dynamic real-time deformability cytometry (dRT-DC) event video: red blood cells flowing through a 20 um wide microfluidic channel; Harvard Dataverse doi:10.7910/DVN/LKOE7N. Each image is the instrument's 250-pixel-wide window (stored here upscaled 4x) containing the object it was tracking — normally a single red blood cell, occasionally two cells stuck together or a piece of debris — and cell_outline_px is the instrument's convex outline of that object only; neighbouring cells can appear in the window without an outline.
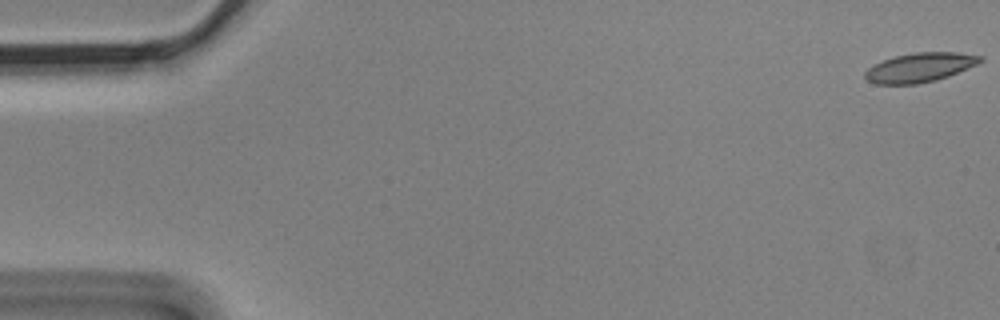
{"species": "Egyptian fruit bat (a non-hibernating species)", "species_latin": "Rousettus aegyptiacus", "temperature_condition": "cold", "stored_images_in_passage": 8, "camera_frame_rate_fps": 3000, "um_per_image_px": 0.085, "animal": {"sex": "male"}, "frame": {"image": 1, "passage_image": 1, "time_ms": 0.0, "image_size_px": [1000, 320], "cell_outline_px": [[984, 60], [976, 64], [948, 76], [936, 80], [916, 84], [876, 84], [868, 80], [864, 76], [864, 72], [868, 68], [884, 60], [896, 56], [916, 52], [956, 52], [984, 56]], "centroid_in_image_um": [78.2, 5.73], "position_along_channel_um": 6.8, "area_um2": 19.42}}
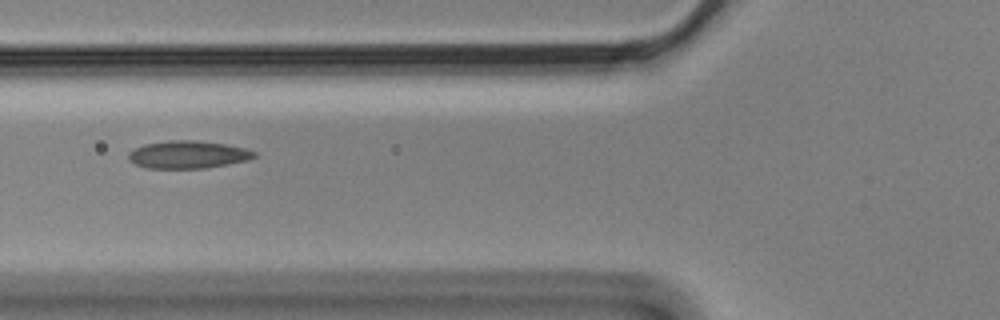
{"frame": {"image": 2, "passage_image": 7, "time_ms": 2.0, "image_size_px": [1000, 320], "cell_outline_px": [[256, 156], [248, 160], [208, 168], [144, 168], [128, 160], [128, 152], [144, 144], [168, 140], [192, 140], [224, 144], [244, 148], [256, 152]], "centroid_in_image_um": [15.95, 13.14], "position_along_channel_um": 109.8, "area_um2": 20.23}}
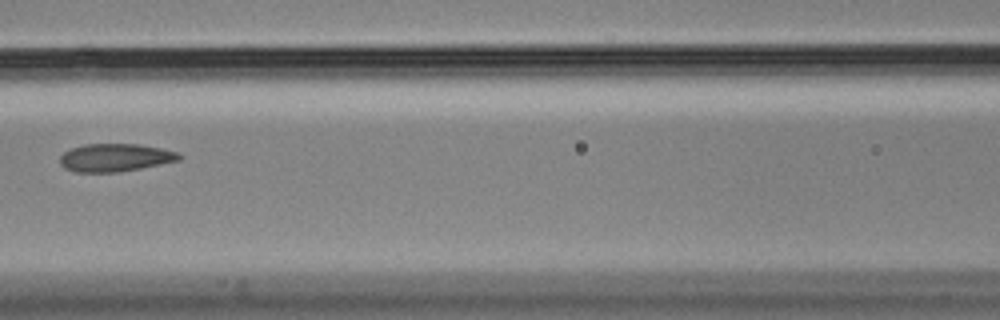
{"frame": {"image": 3, "passage_image": 8, "time_ms": 2.333, "image_size_px": [1000, 320], "cell_outline_px": [[184, 156], [180, 160], [120, 172], [72, 172], [64, 168], [60, 164], [60, 156], [64, 152], [72, 148], [84, 144], [140, 144], [160, 148], [176, 152]], "centroid_in_image_um": [9.77, 13.4], "position_along_channel_um": 156.8, "area_um2": 19.42}}